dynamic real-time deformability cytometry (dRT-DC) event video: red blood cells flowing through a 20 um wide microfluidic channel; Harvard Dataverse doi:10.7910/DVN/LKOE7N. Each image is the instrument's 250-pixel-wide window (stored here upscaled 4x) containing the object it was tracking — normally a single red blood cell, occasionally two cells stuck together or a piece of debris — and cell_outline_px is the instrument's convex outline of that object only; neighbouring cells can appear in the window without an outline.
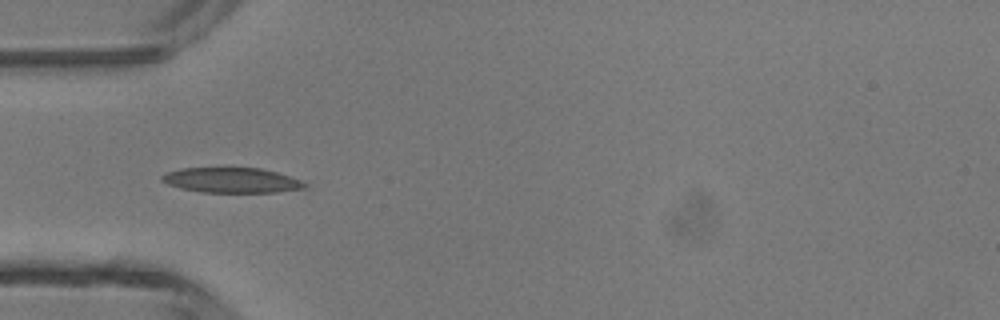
{"species": "common noctule bat (a hibernating species)", "species_latin": "Nyctalus noctula", "temperature_condition": "room temperature", "stored_images_in_passage": 18, "camera_frame_rate_fps": 3000, "um_per_image_px": 0.085, "animal": {"sex": "male", "body_mass_g": 13.3}, "frame": {"image": 1, "passage_image": 1, "time_ms": 0.0, "image_size_px": [1000, 320], "cell_outline_px": [[308, 188], [276, 192], [200, 192], [180, 188], [168, 184], [160, 180], [160, 176], [168, 172], [180, 168], [224, 164], [228, 164], [260, 168], [276, 172], [300, 180], [308, 184]], "centroid_in_image_um": [19.64, 15.26], "position_along_channel_um": 65.4, "area_um2": 22.08}}
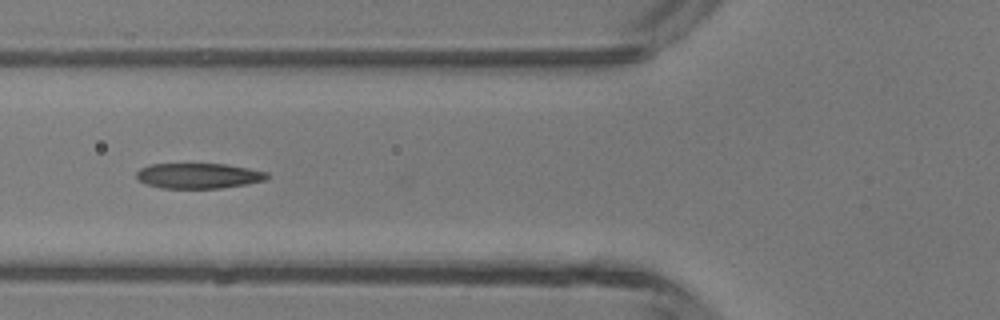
{"frame": {"image": 2, "passage_image": 4, "time_ms": 1.0, "image_size_px": [1000, 320], "cell_outline_px": [[268, 176], [264, 180], [248, 184], [220, 188], [160, 188], [148, 184], [140, 180], [136, 176], [136, 172], [140, 168], [148, 164], [228, 164], [268, 172]], "centroid_in_image_um": [16.87, 14.93], "position_along_channel_um": 108.9, "area_um2": 19.25}}
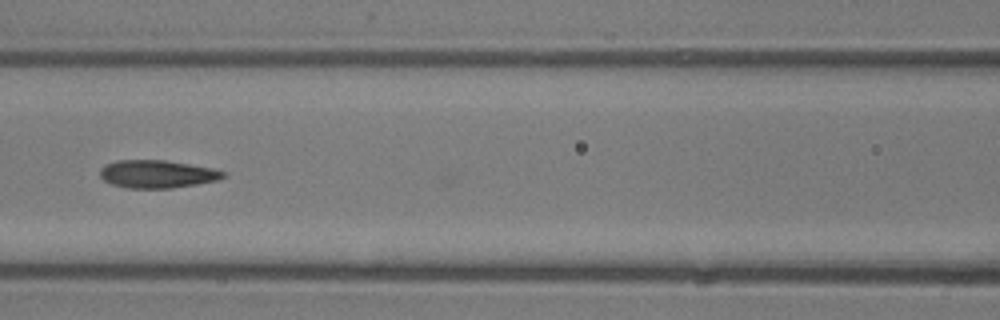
{"frame": {"image": 3, "passage_image": 7, "time_ms": 2.0, "image_size_px": [1000, 320], "cell_outline_px": [[228, 176], [220, 180], [172, 188], [128, 188], [112, 184], [104, 180], [100, 176], [100, 168], [104, 164], [116, 160], [164, 160], [212, 168], [224, 172]], "centroid_in_image_um": [13.35, 14.79], "position_along_channel_um": 153.2, "area_um2": 20.06}}